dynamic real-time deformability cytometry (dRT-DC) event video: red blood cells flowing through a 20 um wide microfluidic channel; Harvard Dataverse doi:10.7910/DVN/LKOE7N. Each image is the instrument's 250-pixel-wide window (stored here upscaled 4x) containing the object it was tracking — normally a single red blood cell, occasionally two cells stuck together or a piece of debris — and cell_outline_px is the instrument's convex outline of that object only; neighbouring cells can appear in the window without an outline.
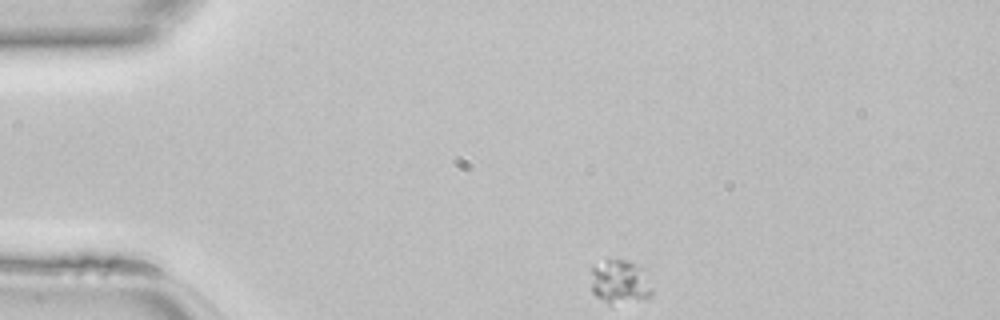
{"species": "common noctule bat (a hibernating species)", "species_latin": "Nyctalus noctula", "temperature_condition": "room temperature", "stored_images_in_passage": 40, "camera_frame_rate_fps": 3000, "um_per_image_px": 0.085, "animal": {"sex": "female", "body_mass_g": 22.7, "forearm_length_mm": 54.2}, "frame": {"image": 1, "passage_image": 1, "time_ms": 0.0, "image_size_px": [1000, 320], "cell_outline_px": [[652, 296], [608, 304], [596, 296], [592, 292], [592, 264], [608, 256], [624, 260], [644, 268], [652, 288]], "centroid_in_image_um": [52.65, 23.87], "position_along_channel_um": 32.4, "area_um2": 15.78}}
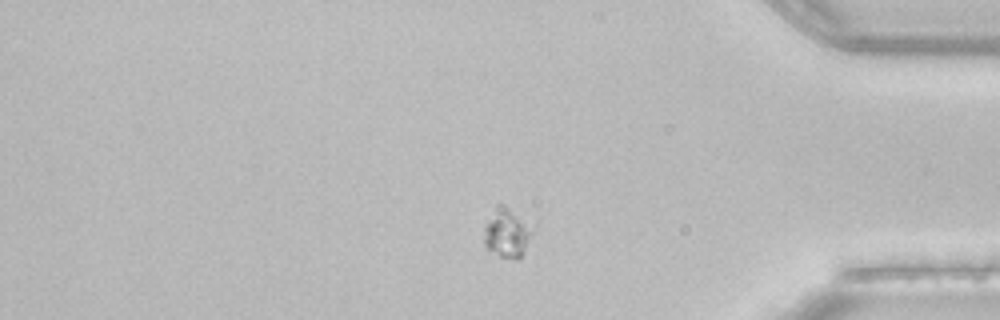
{"frame": {"image": 2, "passage_image": 32, "time_ms": 10.333, "image_size_px": [1000, 320], "cell_outline_px": [[536, 224], [524, 252], [516, 260], [500, 256], [488, 248], [484, 244], [484, 228], [496, 204], [504, 204], [536, 220]], "centroid_in_image_um": [43.2, 19.7], "position_along_channel_um": 392.0, "area_um2": 14.68}}
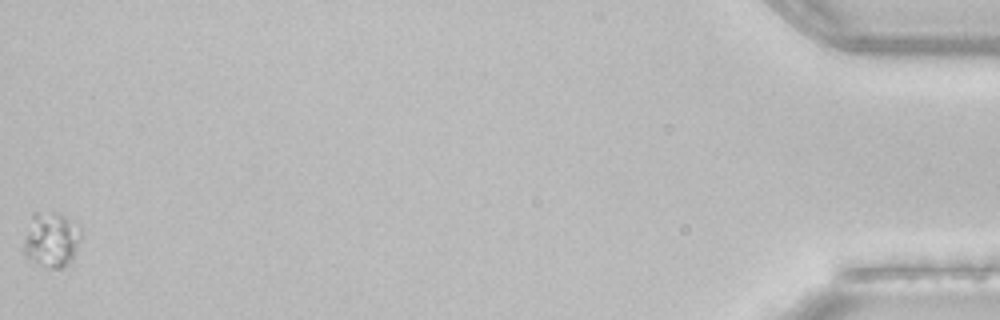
{"frame": {"image": 3, "passage_image": 40, "time_ms": 13.0, "image_size_px": [1000, 320], "cell_outline_px": [[80, 236], [72, 256], [68, 264], [64, 268], [52, 268], [32, 260], [24, 252], [24, 240], [32, 212], [56, 212], [80, 224]], "centroid_in_image_um": [4.36, 20.32], "position_along_channel_um": 430.8, "area_um2": 17.98}}